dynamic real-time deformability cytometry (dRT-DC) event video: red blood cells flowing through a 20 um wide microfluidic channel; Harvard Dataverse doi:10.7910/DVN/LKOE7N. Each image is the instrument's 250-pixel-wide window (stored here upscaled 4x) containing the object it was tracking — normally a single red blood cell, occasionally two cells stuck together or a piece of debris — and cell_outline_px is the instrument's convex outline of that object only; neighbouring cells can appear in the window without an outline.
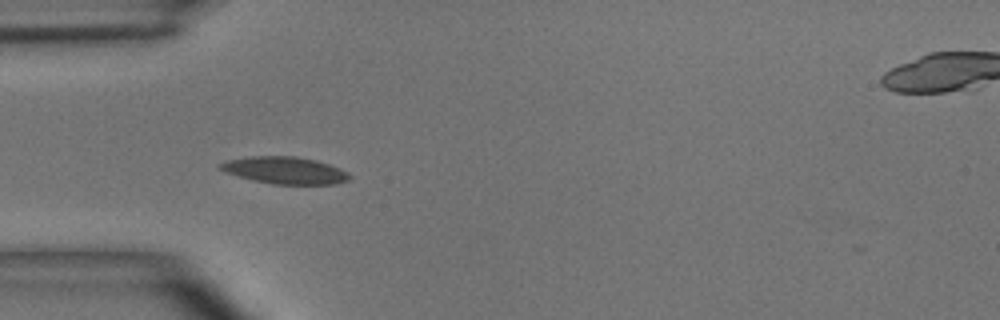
{"species": "common noctule bat (a hibernating species)", "species_latin": "Nyctalus noctula", "temperature_condition": "room temperature", "stored_images_in_passage": 6, "camera_frame_rate_fps": 3000, "um_per_image_px": 0.085, "animal": {"sex": "male", "body_mass_g": 15.6}, "frame": {"image": 1, "passage_image": 2, "time_ms": 1.0, "image_size_px": [1000, 320], "cell_outline_px": [[352, 176], [348, 180], [336, 184], [272, 184], [252, 180], [224, 172], [216, 164], [228, 160], [252, 156], [296, 156], [316, 160], [340, 168], [348, 172]], "centroid_in_image_um": [24.22, 14.48], "position_along_channel_um": 60.8, "area_um2": 20.46}}
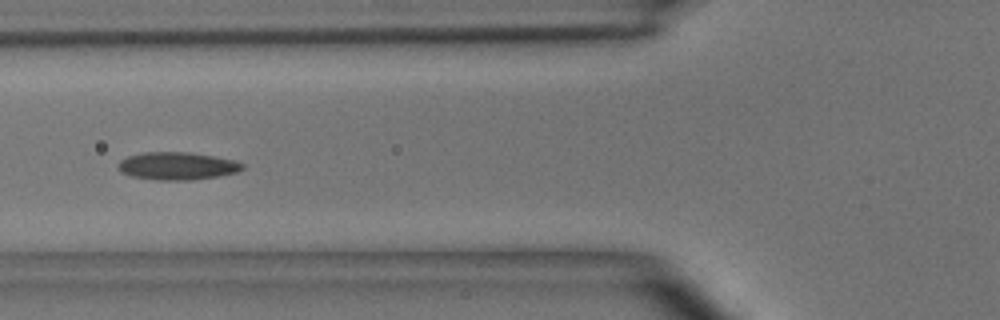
{"frame": {"image": 2, "passage_image": 3, "time_ms": 2.333, "image_size_px": [1000, 320], "cell_outline_px": [[244, 168], [236, 172], [220, 176], [192, 180], [156, 180], [132, 176], [120, 172], [120, 160], [128, 156], [144, 152], [188, 152], [236, 160], [244, 164]], "centroid_in_image_um": [15.09, 14.11], "position_along_channel_um": 110.7, "area_um2": 20.0}}